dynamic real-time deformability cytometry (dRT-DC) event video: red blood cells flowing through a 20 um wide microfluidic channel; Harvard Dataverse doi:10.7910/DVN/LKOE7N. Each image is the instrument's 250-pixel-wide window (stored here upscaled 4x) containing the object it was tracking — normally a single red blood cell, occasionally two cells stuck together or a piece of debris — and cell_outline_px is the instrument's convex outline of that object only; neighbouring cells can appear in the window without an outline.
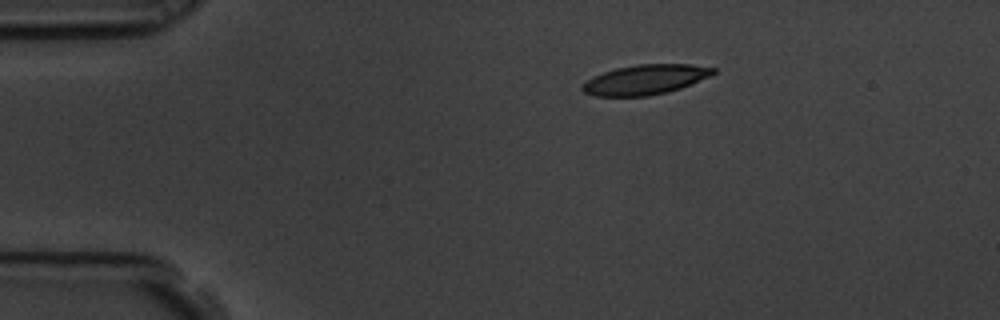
{"species": "common noctule bat (a hibernating species)", "species_latin": "Nyctalus noctula", "temperature_condition": "room temperature", "stored_images_in_passage": 6, "camera_frame_rate_fps": 3000, "um_per_image_px": 0.085, "animal": {"sex": "male", "body_mass_g": 19.5, "forearm_length_mm": 54.6}, "frame": {"image": 1, "passage_image": 6, "time_ms": 1.667, "image_size_px": [1000, 320], "cell_outline_px": [[716, 72], [712, 76], [680, 88], [668, 92], [648, 96], [596, 96], [584, 92], [580, 88], [592, 76], [616, 68], [636, 64], [688, 64], [716, 68]], "centroid_in_image_um": [54.87, 6.76], "position_along_channel_um": 30.1, "area_um2": 22.77}}